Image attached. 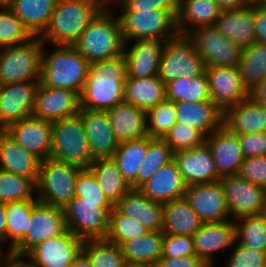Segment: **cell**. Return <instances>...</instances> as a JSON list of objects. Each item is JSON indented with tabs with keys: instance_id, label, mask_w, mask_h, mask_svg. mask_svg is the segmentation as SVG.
I'll return each mask as SVG.
<instances>
[{
	"instance_id": "37",
	"label": "cell",
	"mask_w": 266,
	"mask_h": 267,
	"mask_svg": "<svg viewBox=\"0 0 266 267\" xmlns=\"http://www.w3.org/2000/svg\"><path fill=\"white\" fill-rule=\"evenodd\" d=\"M88 169L95 175L103 194L113 206L131 189L112 157L95 159Z\"/></svg>"
},
{
	"instance_id": "13",
	"label": "cell",
	"mask_w": 266,
	"mask_h": 267,
	"mask_svg": "<svg viewBox=\"0 0 266 267\" xmlns=\"http://www.w3.org/2000/svg\"><path fill=\"white\" fill-rule=\"evenodd\" d=\"M228 210L233 220L259 215L266 206V189L241 178L238 174L220 179ZM233 216V217H232Z\"/></svg>"
},
{
	"instance_id": "10",
	"label": "cell",
	"mask_w": 266,
	"mask_h": 267,
	"mask_svg": "<svg viewBox=\"0 0 266 267\" xmlns=\"http://www.w3.org/2000/svg\"><path fill=\"white\" fill-rule=\"evenodd\" d=\"M203 59L187 35L166 40L159 65L158 77L166 84L179 77H197L205 71Z\"/></svg>"
},
{
	"instance_id": "20",
	"label": "cell",
	"mask_w": 266,
	"mask_h": 267,
	"mask_svg": "<svg viewBox=\"0 0 266 267\" xmlns=\"http://www.w3.org/2000/svg\"><path fill=\"white\" fill-rule=\"evenodd\" d=\"M205 143L212 152L218 171V180L224 176L238 174L245 158L238 135L222 125L205 137Z\"/></svg>"
},
{
	"instance_id": "39",
	"label": "cell",
	"mask_w": 266,
	"mask_h": 267,
	"mask_svg": "<svg viewBox=\"0 0 266 267\" xmlns=\"http://www.w3.org/2000/svg\"><path fill=\"white\" fill-rule=\"evenodd\" d=\"M147 153V137L119 143L112 158L123 178L131 185L136 179L139 167Z\"/></svg>"
},
{
	"instance_id": "4",
	"label": "cell",
	"mask_w": 266,
	"mask_h": 267,
	"mask_svg": "<svg viewBox=\"0 0 266 267\" xmlns=\"http://www.w3.org/2000/svg\"><path fill=\"white\" fill-rule=\"evenodd\" d=\"M42 50L40 83L50 88H67L81 95L88 76L89 62L73 46Z\"/></svg>"
},
{
	"instance_id": "17",
	"label": "cell",
	"mask_w": 266,
	"mask_h": 267,
	"mask_svg": "<svg viewBox=\"0 0 266 267\" xmlns=\"http://www.w3.org/2000/svg\"><path fill=\"white\" fill-rule=\"evenodd\" d=\"M184 197L203 223L231 218L220 180L187 186Z\"/></svg>"
},
{
	"instance_id": "32",
	"label": "cell",
	"mask_w": 266,
	"mask_h": 267,
	"mask_svg": "<svg viewBox=\"0 0 266 267\" xmlns=\"http://www.w3.org/2000/svg\"><path fill=\"white\" fill-rule=\"evenodd\" d=\"M221 12L216 0H180L177 15L179 34L187 35L191 29L215 25Z\"/></svg>"
},
{
	"instance_id": "24",
	"label": "cell",
	"mask_w": 266,
	"mask_h": 267,
	"mask_svg": "<svg viewBox=\"0 0 266 267\" xmlns=\"http://www.w3.org/2000/svg\"><path fill=\"white\" fill-rule=\"evenodd\" d=\"M92 158H111L119 146L106 111L80 108Z\"/></svg>"
},
{
	"instance_id": "29",
	"label": "cell",
	"mask_w": 266,
	"mask_h": 267,
	"mask_svg": "<svg viewBox=\"0 0 266 267\" xmlns=\"http://www.w3.org/2000/svg\"><path fill=\"white\" fill-rule=\"evenodd\" d=\"M176 122L196 128L205 137L223 125L224 112L212 101L174 102Z\"/></svg>"
},
{
	"instance_id": "57",
	"label": "cell",
	"mask_w": 266,
	"mask_h": 267,
	"mask_svg": "<svg viewBox=\"0 0 266 267\" xmlns=\"http://www.w3.org/2000/svg\"><path fill=\"white\" fill-rule=\"evenodd\" d=\"M156 267H209L197 255L182 257H161Z\"/></svg>"
},
{
	"instance_id": "8",
	"label": "cell",
	"mask_w": 266,
	"mask_h": 267,
	"mask_svg": "<svg viewBox=\"0 0 266 267\" xmlns=\"http://www.w3.org/2000/svg\"><path fill=\"white\" fill-rule=\"evenodd\" d=\"M120 12L123 40L127 46L133 40H169L179 35L177 16L172 11L154 9Z\"/></svg>"
},
{
	"instance_id": "65",
	"label": "cell",
	"mask_w": 266,
	"mask_h": 267,
	"mask_svg": "<svg viewBox=\"0 0 266 267\" xmlns=\"http://www.w3.org/2000/svg\"><path fill=\"white\" fill-rule=\"evenodd\" d=\"M261 215L264 217L266 221V206L263 208Z\"/></svg>"
},
{
	"instance_id": "12",
	"label": "cell",
	"mask_w": 266,
	"mask_h": 267,
	"mask_svg": "<svg viewBox=\"0 0 266 267\" xmlns=\"http://www.w3.org/2000/svg\"><path fill=\"white\" fill-rule=\"evenodd\" d=\"M187 37L194 44L206 67H236L242 49L225 38L214 25L191 30Z\"/></svg>"
},
{
	"instance_id": "36",
	"label": "cell",
	"mask_w": 266,
	"mask_h": 267,
	"mask_svg": "<svg viewBox=\"0 0 266 267\" xmlns=\"http://www.w3.org/2000/svg\"><path fill=\"white\" fill-rule=\"evenodd\" d=\"M58 0H12L9 8L34 37L49 24Z\"/></svg>"
},
{
	"instance_id": "6",
	"label": "cell",
	"mask_w": 266,
	"mask_h": 267,
	"mask_svg": "<svg viewBox=\"0 0 266 267\" xmlns=\"http://www.w3.org/2000/svg\"><path fill=\"white\" fill-rule=\"evenodd\" d=\"M81 170L52 158L41 161L36 183L38 201L64 208L75 196L77 176Z\"/></svg>"
},
{
	"instance_id": "63",
	"label": "cell",
	"mask_w": 266,
	"mask_h": 267,
	"mask_svg": "<svg viewBox=\"0 0 266 267\" xmlns=\"http://www.w3.org/2000/svg\"><path fill=\"white\" fill-rule=\"evenodd\" d=\"M12 0H0V7H9Z\"/></svg>"
},
{
	"instance_id": "51",
	"label": "cell",
	"mask_w": 266,
	"mask_h": 267,
	"mask_svg": "<svg viewBox=\"0 0 266 267\" xmlns=\"http://www.w3.org/2000/svg\"><path fill=\"white\" fill-rule=\"evenodd\" d=\"M226 267H266V251L240 245L237 241Z\"/></svg>"
},
{
	"instance_id": "7",
	"label": "cell",
	"mask_w": 266,
	"mask_h": 267,
	"mask_svg": "<svg viewBox=\"0 0 266 267\" xmlns=\"http://www.w3.org/2000/svg\"><path fill=\"white\" fill-rule=\"evenodd\" d=\"M0 50V85L40 82L43 43L39 37Z\"/></svg>"
},
{
	"instance_id": "47",
	"label": "cell",
	"mask_w": 266,
	"mask_h": 267,
	"mask_svg": "<svg viewBox=\"0 0 266 267\" xmlns=\"http://www.w3.org/2000/svg\"><path fill=\"white\" fill-rule=\"evenodd\" d=\"M33 38L34 36L9 7H0V49L19 46Z\"/></svg>"
},
{
	"instance_id": "18",
	"label": "cell",
	"mask_w": 266,
	"mask_h": 267,
	"mask_svg": "<svg viewBox=\"0 0 266 267\" xmlns=\"http://www.w3.org/2000/svg\"><path fill=\"white\" fill-rule=\"evenodd\" d=\"M211 100L224 112L248 98V90L243 85L236 67H206Z\"/></svg>"
},
{
	"instance_id": "66",
	"label": "cell",
	"mask_w": 266,
	"mask_h": 267,
	"mask_svg": "<svg viewBox=\"0 0 266 267\" xmlns=\"http://www.w3.org/2000/svg\"><path fill=\"white\" fill-rule=\"evenodd\" d=\"M4 252H5V250H3V249L0 247V260H1L2 256H3Z\"/></svg>"
},
{
	"instance_id": "27",
	"label": "cell",
	"mask_w": 266,
	"mask_h": 267,
	"mask_svg": "<svg viewBox=\"0 0 266 267\" xmlns=\"http://www.w3.org/2000/svg\"><path fill=\"white\" fill-rule=\"evenodd\" d=\"M41 160L20 145L5 130H0V169L38 180Z\"/></svg>"
},
{
	"instance_id": "43",
	"label": "cell",
	"mask_w": 266,
	"mask_h": 267,
	"mask_svg": "<svg viewBox=\"0 0 266 267\" xmlns=\"http://www.w3.org/2000/svg\"><path fill=\"white\" fill-rule=\"evenodd\" d=\"M82 251L90 259L92 267H124L126 265L120 246L106 239L84 240Z\"/></svg>"
},
{
	"instance_id": "49",
	"label": "cell",
	"mask_w": 266,
	"mask_h": 267,
	"mask_svg": "<svg viewBox=\"0 0 266 267\" xmlns=\"http://www.w3.org/2000/svg\"><path fill=\"white\" fill-rule=\"evenodd\" d=\"M163 139L170 145L173 152L201 146L205 136L194 127L176 122Z\"/></svg>"
},
{
	"instance_id": "28",
	"label": "cell",
	"mask_w": 266,
	"mask_h": 267,
	"mask_svg": "<svg viewBox=\"0 0 266 267\" xmlns=\"http://www.w3.org/2000/svg\"><path fill=\"white\" fill-rule=\"evenodd\" d=\"M106 112L119 143L149 136L147 111L123 101Z\"/></svg>"
},
{
	"instance_id": "40",
	"label": "cell",
	"mask_w": 266,
	"mask_h": 267,
	"mask_svg": "<svg viewBox=\"0 0 266 267\" xmlns=\"http://www.w3.org/2000/svg\"><path fill=\"white\" fill-rule=\"evenodd\" d=\"M174 152L163 138L147 136V153L139 167L137 179L130 185L131 189H138L149 180L163 165L173 160Z\"/></svg>"
},
{
	"instance_id": "21",
	"label": "cell",
	"mask_w": 266,
	"mask_h": 267,
	"mask_svg": "<svg viewBox=\"0 0 266 267\" xmlns=\"http://www.w3.org/2000/svg\"><path fill=\"white\" fill-rule=\"evenodd\" d=\"M173 159L187 186L218 180V171L209 146H201L174 153Z\"/></svg>"
},
{
	"instance_id": "41",
	"label": "cell",
	"mask_w": 266,
	"mask_h": 267,
	"mask_svg": "<svg viewBox=\"0 0 266 267\" xmlns=\"http://www.w3.org/2000/svg\"><path fill=\"white\" fill-rule=\"evenodd\" d=\"M37 201L38 199H27L5 204L7 221L5 242L9 244L5 252H9L25 235L28 219H30L32 208Z\"/></svg>"
},
{
	"instance_id": "44",
	"label": "cell",
	"mask_w": 266,
	"mask_h": 267,
	"mask_svg": "<svg viewBox=\"0 0 266 267\" xmlns=\"http://www.w3.org/2000/svg\"><path fill=\"white\" fill-rule=\"evenodd\" d=\"M234 220L237 242L250 249L266 251V221L259 215Z\"/></svg>"
},
{
	"instance_id": "9",
	"label": "cell",
	"mask_w": 266,
	"mask_h": 267,
	"mask_svg": "<svg viewBox=\"0 0 266 267\" xmlns=\"http://www.w3.org/2000/svg\"><path fill=\"white\" fill-rule=\"evenodd\" d=\"M113 208L110 202L83 201L74 196L64 207L66 228L82 240L105 239Z\"/></svg>"
},
{
	"instance_id": "45",
	"label": "cell",
	"mask_w": 266,
	"mask_h": 267,
	"mask_svg": "<svg viewBox=\"0 0 266 267\" xmlns=\"http://www.w3.org/2000/svg\"><path fill=\"white\" fill-rule=\"evenodd\" d=\"M34 193L36 183L32 179L0 169V203L37 199Z\"/></svg>"
},
{
	"instance_id": "11",
	"label": "cell",
	"mask_w": 266,
	"mask_h": 267,
	"mask_svg": "<svg viewBox=\"0 0 266 267\" xmlns=\"http://www.w3.org/2000/svg\"><path fill=\"white\" fill-rule=\"evenodd\" d=\"M66 230L64 208L37 201L28 219L25 235L9 252L25 257L38 244Z\"/></svg>"
},
{
	"instance_id": "30",
	"label": "cell",
	"mask_w": 266,
	"mask_h": 267,
	"mask_svg": "<svg viewBox=\"0 0 266 267\" xmlns=\"http://www.w3.org/2000/svg\"><path fill=\"white\" fill-rule=\"evenodd\" d=\"M114 207L149 231H162L163 204L151 201L139 189H130Z\"/></svg>"
},
{
	"instance_id": "61",
	"label": "cell",
	"mask_w": 266,
	"mask_h": 267,
	"mask_svg": "<svg viewBox=\"0 0 266 267\" xmlns=\"http://www.w3.org/2000/svg\"><path fill=\"white\" fill-rule=\"evenodd\" d=\"M7 230L5 203H0V247L3 249Z\"/></svg>"
},
{
	"instance_id": "16",
	"label": "cell",
	"mask_w": 266,
	"mask_h": 267,
	"mask_svg": "<svg viewBox=\"0 0 266 267\" xmlns=\"http://www.w3.org/2000/svg\"><path fill=\"white\" fill-rule=\"evenodd\" d=\"M80 112V95L67 88H50L39 83L32 116L54 122Z\"/></svg>"
},
{
	"instance_id": "56",
	"label": "cell",
	"mask_w": 266,
	"mask_h": 267,
	"mask_svg": "<svg viewBox=\"0 0 266 267\" xmlns=\"http://www.w3.org/2000/svg\"><path fill=\"white\" fill-rule=\"evenodd\" d=\"M254 26L257 43L266 45V3L254 1Z\"/></svg>"
},
{
	"instance_id": "14",
	"label": "cell",
	"mask_w": 266,
	"mask_h": 267,
	"mask_svg": "<svg viewBox=\"0 0 266 267\" xmlns=\"http://www.w3.org/2000/svg\"><path fill=\"white\" fill-rule=\"evenodd\" d=\"M84 240L66 230L34 247L26 256L36 267H71Z\"/></svg>"
},
{
	"instance_id": "54",
	"label": "cell",
	"mask_w": 266,
	"mask_h": 267,
	"mask_svg": "<svg viewBox=\"0 0 266 267\" xmlns=\"http://www.w3.org/2000/svg\"><path fill=\"white\" fill-rule=\"evenodd\" d=\"M238 175L266 189V156L244 158Z\"/></svg>"
},
{
	"instance_id": "22",
	"label": "cell",
	"mask_w": 266,
	"mask_h": 267,
	"mask_svg": "<svg viewBox=\"0 0 266 267\" xmlns=\"http://www.w3.org/2000/svg\"><path fill=\"white\" fill-rule=\"evenodd\" d=\"M5 131L41 161L50 158L52 148L51 122L30 116L11 124Z\"/></svg>"
},
{
	"instance_id": "31",
	"label": "cell",
	"mask_w": 266,
	"mask_h": 267,
	"mask_svg": "<svg viewBox=\"0 0 266 267\" xmlns=\"http://www.w3.org/2000/svg\"><path fill=\"white\" fill-rule=\"evenodd\" d=\"M223 125L236 135L266 131V109L248 97L224 111Z\"/></svg>"
},
{
	"instance_id": "19",
	"label": "cell",
	"mask_w": 266,
	"mask_h": 267,
	"mask_svg": "<svg viewBox=\"0 0 266 267\" xmlns=\"http://www.w3.org/2000/svg\"><path fill=\"white\" fill-rule=\"evenodd\" d=\"M195 254L208 266L214 267V254L236 243L234 220L202 223L192 236Z\"/></svg>"
},
{
	"instance_id": "34",
	"label": "cell",
	"mask_w": 266,
	"mask_h": 267,
	"mask_svg": "<svg viewBox=\"0 0 266 267\" xmlns=\"http://www.w3.org/2000/svg\"><path fill=\"white\" fill-rule=\"evenodd\" d=\"M166 99L165 84L157 76L127 78L124 85V101L148 111Z\"/></svg>"
},
{
	"instance_id": "50",
	"label": "cell",
	"mask_w": 266,
	"mask_h": 267,
	"mask_svg": "<svg viewBox=\"0 0 266 267\" xmlns=\"http://www.w3.org/2000/svg\"><path fill=\"white\" fill-rule=\"evenodd\" d=\"M75 196L83 201L109 202L98 185L95 175L88 168L82 169L77 176Z\"/></svg>"
},
{
	"instance_id": "35",
	"label": "cell",
	"mask_w": 266,
	"mask_h": 267,
	"mask_svg": "<svg viewBox=\"0 0 266 267\" xmlns=\"http://www.w3.org/2000/svg\"><path fill=\"white\" fill-rule=\"evenodd\" d=\"M163 236L162 231H148L136 239L123 242L120 248L125 263L156 267L162 256Z\"/></svg>"
},
{
	"instance_id": "59",
	"label": "cell",
	"mask_w": 266,
	"mask_h": 267,
	"mask_svg": "<svg viewBox=\"0 0 266 267\" xmlns=\"http://www.w3.org/2000/svg\"><path fill=\"white\" fill-rule=\"evenodd\" d=\"M248 97L256 103H266V77L248 90Z\"/></svg>"
},
{
	"instance_id": "53",
	"label": "cell",
	"mask_w": 266,
	"mask_h": 267,
	"mask_svg": "<svg viewBox=\"0 0 266 267\" xmlns=\"http://www.w3.org/2000/svg\"><path fill=\"white\" fill-rule=\"evenodd\" d=\"M113 0H111L112 2ZM122 11H151L154 9L172 11L176 16L180 0H114Z\"/></svg>"
},
{
	"instance_id": "2",
	"label": "cell",
	"mask_w": 266,
	"mask_h": 267,
	"mask_svg": "<svg viewBox=\"0 0 266 267\" xmlns=\"http://www.w3.org/2000/svg\"><path fill=\"white\" fill-rule=\"evenodd\" d=\"M106 3L90 20L73 47L89 62L108 60L124 53L121 21Z\"/></svg>"
},
{
	"instance_id": "25",
	"label": "cell",
	"mask_w": 266,
	"mask_h": 267,
	"mask_svg": "<svg viewBox=\"0 0 266 267\" xmlns=\"http://www.w3.org/2000/svg\"><path fill=\"white\" fill-rule=\"evenodd\" d=\"M214 26L219 33L241 49L251 46L256 42L254 1L243 8L222 10Z\"/></svg>"
},
{
	"instance_id": "48",
	"label": "cell",
	"mask_w": 266,
	"mask_h": 267,
	"mask_svg": "<svg viewBox=\"0 0 266 267\" xmlns=\"http://www.w3.org/2000/svg\"><path fill=\"white\" fill-rule=\"evenodd\" d=\"M176 121L174 102L165 99L147 111L149 136L163 138Z\"/></svg>"
},
{
	"instance_id": "58",
	"label": "cell",
	"mask_w": 266,
	"mask_h": 267,
	"mask_svg": "<svg viewBox=\"0 0 266 267\" xmlns=\"http://www.w3.org/2000/svg\"><path fill=\"white\" fill-rule=\"evenodd\" d=\"M22 257L5 252L0 260V267H36L28 258L25 261Z\"/></svg>"
},
{
	"instance_id": "42",
	"label": "cell",
	"mask_w": 266,
	"mask_h": 267,
	"mask_svg": "<svg viewBox=\"0 0 266 267\" xmlns=\"http://www.w3.org/2000/svg\"><path fill=\"white\" fill-rule=\"evenodd\" d=\"M243 85L247 90L266 77V45L254 42L242 49L238 66Z\"/></svg>"
},
{
	"instance_id": "60",
	"label": "cell",
	"mask_w": 266,
	"mask_h": 267,
	"mask_svg": "<svg viewBox=\"0 0 266 267\" xmlns=\"http://www.w3.org/2000/svg\"><path fill=\"white\" fill-rule=\"evenodd\" d=\"M216 2L222 10L239 9L252 3L251 0H216Z\"/></svg>"
},
{
	"instance_id": "3",
	"label": "cell",
	"mask_w": 266,
	"mask_h": 267,
	"mask_svg": "<svg viewBox=\"0 0 266 267\" xmlns=\"http://www.w3.org/2000/svg\"><path fill=\"white\" fill-rule=\"evenodd\" d=\"M106 3L105 0H58L48 26L39 36L40 40L43 44L73 46Z\"/></svg>"
},
{
	"instance_id": "33",
	"label": "cell",
	"mask_w": 266,
	"mask_h": 267,
	"mask_svg": "<svg viewBox=\"0 0 266 267\" xmlns=\"http://www.w3.org/2000/svg\"><path fill=\"white\" fill-rule=\"evenodd\" d=\"M202 221L185 197L163 204V227L165 234L193 236Z\"/></svg>"
},
{
	"instance_id": "5",
	"label": "cell",
	"mask_w": 266,
	"mask_h": 267,
	"mask_svg": "<svg viewBox=\"0 0 266 267\" xmlns=\"http://www.w3.org/2000/svg\"><path fill=\"white\" fill-rule=\"evenodd\" d=\"M52 126L50 158L81 169H87L94 161L80 113L57 120Z\"/></svg>"
},
{
	"instance_id": "64",
	"label": "cell",
	"mask_w": 266,
	"mask_h": 267,
	"mask_svg": "<svg viewBox=\"0 0 266 267\" xmlns=\"http://www.w3.org/2000/svg\"><path fill=\"white\" fill-rule=\"evenodd\" d=\"M124 267H154L151 265H140V264H126Z\"/></svg>"
},
{
	"instance_id": "26",
	"label": "cell",
	"mask_w": 266,
	"mask_h": 267,
	"mask_svg": "<svg viewBox=\"0 0 266 267\" xmlns=\"http://www.w3.org/2000/svg\"><path fill=\"white\" fill-rule=\"evenodd\" d=\"M138 189L151 201L164 204L184 197L187 184L173 159L157 170Z\"/></svg>"
},
{
	"instance_id": "55",
	"label": "cell",
	"mask_w": 266,
	"mask_h": 267,
	"mask_svg": "<svg viewBox=\"0 0 266 267\" xmlns=\"http://www.w3.org/2000/svg\"><path fill=\"white\" fill-rule=\"evenodd\" d=\"M245 158L266 156V131L238 135Z\"/></svg>"
},
{
	"instance_id": "38",
	"label": "cell",
	"mask_w": 266,
	"mask_h": 267,
	"mask_svg": "<svg viewBox=\"0 0 266 267\" xmlns=\"http://www.w3.org/2000/svg\"><path fill=\"white\" fill-rule=\"evenodd\" d=\"M166 99L173 102H200L211 100L205 71L197 77H179L165 84Z\"/></svg>"
},
{
	"instance_id": "52",
	"label": "cell",
	"mask_w": 266,
	"mask_h": 267,
	"mask_svg": "<svg viewBox=\"0 0 266 267\" xmlns=\"http://www.w3.org/2000/svg\"><path fill=\"white\" fill-rule=\"evenodd\" d=\"M193 238L188 235L165 234L161 257L194 256Z\"/></svg>"
},
{
	"instance_id": "62",
	"label": "cell",
	"mask_w": 266,
	"mask_h": 267,
	"mask_svg": "<svg viewBox=\"0 0 266 267\" xmlns=\"http://www.w3.org/2000/svg\"><path fill=\"white\" fill-rule=\"evenodd\" d=\"M72 267H92L91 261L88 256L81 251L79 255L75 258Z\"/></svg>"
},
{
	"instance_id": "46",
	"label": "cell",
	"mask_w": 266,
	"mask_h": 267,
	"mask_svg": "<svg viewBox=\"0 0 266 267\" xmlns=\"http://www.w3.org/2000/svg\"><path fill=\"white\" fill-rule=\"evenodd\" d=\"M148 231L137 220L123 215L114 207L109 213V230L105 239L120 246L123 242L136 239Z\"/></svg>"
},
{
	"instance_id": "23",
	"label": "cell",
	"mask_w": 266,
	"mask_h": 267,
	"mask_svg": "<svg viewBox=\"0 0 266 267\" xmlns=\"http://www.w3.org/2000/svg\"><path fill=\"white\" fill-rule=\"evenodd\" d=\"M133 41L135 42L131 48L124 45L123 56L127 65V78L157 76L166 40L138 39Z\"/></svg>"
},
{
	"instance_id": "15",
	"label": "cell",
	"mask_w": 266,
	"mask_h": 267,
	"mask_svg": "<svg viewBox=\"0 0 266 267\" xmlns=\"http://www.w3.org/2000/svg\"><path fill=\"white\" fill-rule=\"evenodd\" d=\"M39 83L19 82L0 85V130L32 116Z\"/></svg>"
},
{
	"instance_id": "1",
	"label": "cell",
	"mask_w": 266,
	"mask_h": 267,
	"mask_svg": "<svg viewBox=\"0 0 266 267\" xmlns=\"http://www.w3.org/2000/svg\"><path fill=\"white\" fill-rule=\"evenodd\" d=\"M126 80L127 65L123 55L90 63L80 95V108L107 111L123 102Z\"/></svg>"
}]
</instances>
